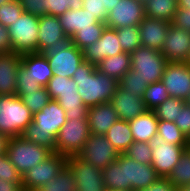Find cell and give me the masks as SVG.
<instances>
[{"label": "cell", "mask_w": 190, "mask_h": 191, "mask_svg": "<svg viewBox=\"0 0 190 191\" xmlns=\"http://www.w3.org/2000/svg\"><path fill=\"white\" fill-rule=\"evenodd\" d=\"M157 135L170 144L177 146H190V141L174 122L158 120Z\"/></svg>", "instance_id": "34"}, {"label": "cell", "mask_w": 190, "mask_h": 191, "mask_svg": "<svg viewBox=\"0 0 190 191\" xmlns=\"http://www.w3.org/2000/svg\"><path fill=\"white\" fill-rule=\"evenodd\" d=\"M10 51L19 54L38 53L39 17L23 12L8 28Z\"/></svg>", "instance_id": "5"}, {"label": "cell", "mask_w": 190, "mask_h": 191, "mask_svg": "<svg viewBox=\"0 0 190 191\" xmlns=\"http://www.w3.org/2000/svg\"><path fill=\"white\" fill-rule=\"evenodd\" d=\"M145 17L144 4L137 0H120L108 12L105 24L107 27L113 29L138 26Z\"/></svg>", "instance_id": "16"}, {"label": "cell", "mask_w": 190, "mask_h": 191, "mask_svg": "<svg viewBox=\"0 0 190 191\" xmlns=\"http://www.w3.org/2000/svg\"><path fill=\"white\" fill-rule=\"evenodd\" d=\"M0 191H24L22 182H8L0 179Z\"/></svg>", "instance_id": "51"}, {"label": "cell", "mask_w": 190, "mask_h": 191, "mask_svg": "<svg viewBox=\"0 0 190 191\" xmlns=\"http://www.w3.org/2000/svg\"><path fill=\"white\" fill-rule=\"evenodd\" d=\"M96 69L119 81L131 69L130 53L121 52L115 56L107 57L96 66Z\"/></svg>", "instance_id": "27"}, {"label": "cell", "mask_w": 190, "mask_h": 191, "mask_svg": "<svg viewBox=\"0 0 190 191\" xmlns=\"http://www.w3.org/2000/svg\"><path fill=\"white\" fill-rule=\"evenodd\" d=\"M24 12L19 0L0 5V25L8 28Z\"/></svg>", "instance_id": "40"}, {"label": "cell", "mask_w": 190, "mask_h": 191, "mask_svg": "<svg viewBox=\"0 0 190 191\" xmlns=\"http://www.w3.org/2000/svg\"><path fill=\"white\" fill-rule=\"evenodd\" d=\"M87 119H67L55 139V152L77 156L90 136Z\"/></svg>", "instance_id": "8"}, {"label": "cell", "mask_w": 190, "mask_h": 191, "mask_svg": "<svg viewBox=\"0 0 190 191\" xmlns=\"http://www.w3.org/2000/svg\"><path fill=\"white\" fill-rule=\"evenodd\" d=\"M177 8L190 10V0H177Z\"/></svg>", "instance_id": "55"}, {"label": "cell", "mask_w": 190, "mask_h": 191, "mask_svg": "<svg viewBox=\"0 0 190 191\" xmlns=\"http://www.w3.org/2000/svg\"><path fill=\"white\" fill-rule=\"evenodd\" d=\"M104 136L119 153H125L135 142L129 122L120 119L109 128Z\"/></svg>", "instance_id": "28"}, {"label": "cell", "mask_w": 190, "mask_h": 191, "mask_svg": "<svg viewBox=\"0 0 190 191\" xmlns=\"http://www.w3.org/2000/svg\"><path fill=\"white\" fill-rule=\"evenodd\" d=\"M66 120L65 110L56 100L51 99L41 111L33 115V122L26 127L21 136L31 143L55 152V139Z\"/></svg>", "instance_id": "2"}, {"label": "cell", "mask_w": 190, "mask_h": 191, "mask_svg": "<svg viewBox=\"0 0 190 191\" xmlns=\"http://www.w3.org/2000/svg\"><path fill=\"white\" fill-rule=\"evenodd\" d=\"M43 54L53 70V76L72 78L78 66L85 61L83 51L78 49L70 40Z\"/></svg>", "instance_id": "9"}, {"label": "cell", "mask_w": 190, "mask_h": 191, "mask_svg": "<svg viewBox=\"0 0 190 191\" xmlns=\"http://www.w3.org/2000/svg\"><path fill=\"white\" fill-rule=\"evenodd\" d=\"M138 191H177L175 186L167 177H160L156 182L152 183L148 188Z\"/></svg>", "instance_id": "49"}, {"label": "cell", "mask_w": 190, "mask_h": 191, "mask_svg": "<svg viewBox=\"0 0 190 191\" xmlns=\"http://www.w3.org/2000/svg\"><path fill=\"white\" fill-rule=\"evenodd\" d=\"M76 187L73 172L66 164L55 178L34 191H76Z\"/></svg>", "instance_id": "30"}, {"label": "cell", "mask_w": 190, "mask_h": 191, "mask_svg": "<svg viewBox=\"0 0 190 191\" xmlns=\"http://www.w3.org/2000/svg\"><path fill=\"white\" fill-rule=\"evenodd\" d=\"M12 0H0V5L1 4H4V3H7V2H11Z\"/></svg>", "instance_id": "57"}, {"label": "cell", "mask_w": 190, "mask_h": 191, "mask_svg": "<svg viewBox=\"0 0 190 191\" xmlns=\"http://www.w3.org/2000/svg\"><path fill=\"white\" fill-rule=\"evenodd\" d=\"M170 97L167 88L161 81L148 85L142 96L146 109L151 111Z\"/></svg>", "instance_id": "35"}, {"label": "cell", "mask_w": 190, "mask_h": 191, "mask_svg": "<svg viewBox=\"0 0 190 191\" xmlns=\"http://www.w3.org/2000/svg\"><path fill=\"white\" fill-rule=\"evenodd\" d=\"M119 154L104 135L91 133L77 156L85 162L103 169L116 161Z\"/></svg>", "instance_id": "12"}, {"label": "cell", "mask_w": 190, "mask_h": 191, "mask_svg": "<svg viewBox=\"0 0 190 191\" xmlns=\"http://www.w3.org/2000/svg\"><path fill=\"white\" fill-rule=\"evenodd\" d=\"M17 77L31 78L41 87H46L53 77V70L43 53H25L21 55Z\"/></svg>", "instance_id": "20"}, {"label": "cell", "mask_w": 190, "mask_h": 191, "mask_svg": "<svg viewBox=\"0 0 190 191\" xmlns=\"http://www.w3.org/2000/svg\"><path fill=\"white\" fill-rule=\"evenodd\" d=\"M101 1H102V6L106 8L107 12H109L113 9V6L119 3L120 0H101Z\"/></svg>", "instance_id": "52"}, {"label": "cell", "mask_w": 190, "mask_h": 191, "mask_svg": "<svg viewBox=\"0 0 190 191\" xmlns=\"http://www.w3.org/2000/svg\"><path fill=\"white\" fill-rule=\"evenodd\" d=\"M10 50L9 34L6 27L0 25V53Z\"/></svg>", "instance_id": "50"}, {"label": "cell", "mask_w": 190, "mask_h": 191, "mask_svg": "<svg viewBox=\"0 0 190 191\" xmlns=\"http://www.w3.org/2000/svg\"><path fill=\"white\" fill-rule=\"evenodd\" d=\"M67 164V157L53 152L44 161L22 175L24 191H34L55 178Z\"/></svg>", "instance_id": "10"}, {"label": "cell", "mask_w": 190, "mask_h": 191, "mask_svg": "<svg viewBox=\"0 0 190 191\" xmlns=\"http://www.w3.org/2000/svg\"><path fill=\"white\" fill-rule=\"evenodd\" d=\"M19 97L33 115L41 111L51 101L46 87H41L36 92L31 91L28 94H21Z\"/></svg>", "instance_id": "38"}, {"label": "cell", "mask_w": 190, "mask_h": 191, "mask_svg": "<svg viewBox=\"0 0 190 191\" xmlns=\"http://www.w3.org/2000/svg\"><path fill=\"white\" fill-rule=\"evenodd\" d=\"M8 138L0 133V154L6 153V145Z\"/></svg>", "instance_id": "53"}, {"label": "cell", "mask_w": 190, "mask_h": 191, "mask_svg": "<svg viewBox=\"0 0 190 191\" xmlns=\"http://www.w3.org/2000/svg\"><path fill=\"white\" fill-rule=\"evenodd\" d=\"M167 178L176 189L190 184V147L183 152L180 160Z\"/></svg>", "instance_id": "33"}, {"label": "cell", "mask_w": 190, "mask_h": 191, "mask_svg": "<svg viewBox=\"0 0 190 191\" xmlns=\"http://www.w3.org/2000/svg\"><path fill=\"white\" fill-rule=\"evenodd\" d=\"M53 152L41 145L25 140L22 136L8 138L6 154L21 176Z\"/></svg>", "instance_id": "6"}, {"label": "cell", "mask_w": 190, "mask_h": 191, "mask_svg": "<svg viewBox=\"0 0 190 191\" xmlns=\"http://www.w3.org/2000/svg\"><path fill=\"white\" fill-rule=\"evenodd\" d=\"M0 179L8 182H22V176L10 162L6 153L0 154Z\"/></svg>", "instance_id": "42"}, {"label": "cell", "mask_w": 190, "mask_h": 191, "mask_svg": "<svg viewBox=\"0 0 190 191\" xmlns=\"http://www.w3.org/2000/svg\"><path fill=\"white\" fill-rule=\"evenodd\" d=\"M21 54L13 51L0 53V95H15Z\"/></svg>", "instance_id": "21"}, {"label": "cell", "mask_w": 190, "mask_h": 191, "mask_svg": "<svg viewBox=\"0 0 190 191\" xmlns=\"http://www.w3.org/2000/svg\"><path fill=\"white\" fill-rule=\"evenodd\" d=\"M144 8L146 17L171 23L177 11V0H149Z\"/></svg>", "instance_id": "29"}, {"label": "cell", "mask_w": 190, "mask_h": 191, "mask_svg": "<svg viewBox=\"0 0 190 191\" xmlns=\"http://www.w3.org/2000/svg\"><path fill=\"white\" fill-rule=\"evenodd\" d=\"M117 120V112L110 102L88 108L87 121L90 133L105 135Z\"/></svg>", "instance_id": "24"}, {"label": "cell", "mask_w": 190, "mask_h": 191, "mask_svg": "<svg viewBox=\"0 0 190 191\" xmlns=\"http://www.w3.org/2000/svg\"><path fill=\"white\" fill-rule=\"evenodd\" d=\"M137 1L145 5L149 0H137Z\"/></svg>", "instance_id": "58"}, {"label": "cell", "mask_w": 190, "mask_h": 191, "mask_svg": "<svg viewBox=\"0 0 190 191\" xmlns=\"http://www.w3.org/2000/svg\"><path fill=\"white\" fill-rule=\"evenodd\" d=\"M41 86L31 78L17 77L16 96L28 94L31 91H38Z\"/></svg>", "instance_id": "47"}, {"label": "cell", "mask_w": 190, "mask_h": 191, "mask_svg": "<svg viewBox=\"0 0 190 191\" xmlns=\"http://www.w3.org/2000/svg\"><path fill=\"white\" fill-rule=\"evenodd\" d=\"M119 86L131 95L142 97L148 85L130 69L119 80Z\"/></svg>", "instance_id": "39"}, {"label": "cell", "mask_w": 190, "mask_h": 191, "mask_svg": "<svg viewBox=\"0 0 190 191\" xmlns=\"http://www.w3.org/2000/svg\"><path fill=\"white\" fill-rule=\"evenodd\" d=\"M110 103L120 120L130 121L147 111L142 97L131 95L130 92L123 90L120 86Z\"/></svg>", "instance_id": "23"}, {"label": "cell", "mask_w": 190, "mask_h": 191, "mask_svg": "<svg viewBox=\"0 0 190 191\" xmlns=\"http://www.w3.org/2000/svg\"><path fill=\"white\" fill-rule=\"evenodd\" d=\"M83 9L89 12L99 22L105 23L108 12L105 7L102 6L101 0H82Z\"/></svg>", "instance_id": "43"}, {"label": "cell", "mask_w": 190, "mask_h": 191, "mask_svg": "<svg viewBox=\"0 0 190 191\" xmlns=\"http://www.w3.org/2000/svg\"><path fill=\"white\" fill-rule=\"evenodd\" d=\"M152 149V167L160 177H168L183 152L190 146H177L164 141L155 135L149 142Z\"/></svg>", "instance_id": "11"}, {"label": "cell", "mask_w": 190, "mask_h": 191, "mask_svg": "<svg viewBox=\"0 0 190 191\" xmlns=\"http://www.w3.org/2000/svg\"><path fill=\"white\" fill-rule=\"evenodd\" d=\"M102 172L107 191H125L124 166L118 160L103 168Z\"/></svg>", "instance_id": "31"}, {"label": "cell", "mask_w": 190, "mask_h": 191, "mask_svg": "<svg viewBox=\"0 0 190 191\" xmlns=\"http://www.w3.org/2000/svg\"><path fill=\"white\" fill-rule=\"evenodd\" d=\"M131 70L136 72L146 85L161 81L167 65L166 58L160 51L144 46H139L130 53Z\"/></svg>", "instance_id": "7"}, {"label": "cell", "mask_w": 190, "mask_h": 191, "mask_svg": "<svg viewBox=\"0 0 190 191\" xmlns=\"http://www.w3.org/2000/svg\"><path fill=\"white\" fill-rule=\"evenodd\" d=\"M117 160L124 166L125 191L148 188L160 178L151 164L138 163L124 153H120Z\"/></svg>", "instance_id": "13"}, {"label": "cell", "mask_w": 190, "mask_h": 191, "mask_svg": "<svg viewBox=\"0 0 190 191\" xmlns=\"http://www.w3.org/2000/svg\"><path fill=\"white\" fill-rule=\"evenodd\" d=\"M69 41L58 16L39 17L38 53H45Z\"/></svg>", "instance_id": "19"}, {"label": "cell", "mask_w": 190, "mask_h": 191, "mask_svg": "<svg viewBox=\"0 0 190 191\" xmlns=\"http://www.w3.org/2000/svg\"><path fill=\"white\" fill-rule=\"evenodd\" d=\"M67 165L72 170L77 184L76 191H107L103 172L78 156L67 157Z\"/></svg>", "instance_id": "14"}, {"label": "cell", "mask_w": 190, "mask_h": 191, "mask_svg": "<svg viewBox=\"0 0 190 191\" xmlns=\"http://www.w3.org/2000/svg\"><path fill=\"white\" fill-rule=\"evenodd\" d=\"M64 33L70 39L79 30L86 27H95L99 23L93 15L86 12L83 8L67 10L64 14L58 16Z\"/></svg>", "instance_id": "25"}, {"label": "cell", "mask_w": 190, "mask_h": 191, "mask_svg": "<svg viewBox=\"0 0 190 191\" xmlns=\"http://www.w3.org/2000/svg\"><path fill=\"white\" fill-rule=\"evenodd\" d=\"M69 9L76 10L83 8V1L82 0H69Z\"/></svg>", "instance_id": "54"}, {"label": "cell", "mask_w": 190, "mask_h": 191, "mask_svg": "<svg viewBox=\"0 0 190 191\" xmlns=\"http://www.w3.org/2000/svg\"><path fill=\"white\" fill-rule=\"evenodd\" d=\"M174 123L190 141V105L188 103L179 111V115Z\"/></svg>", "instance_id": "44"}, {"label": "cell", "mask_w": 190, "mask_h": 191, "mask_svg": "<svg viewBox=\"0 0 190 191\" xmlns=\"http://www.w3.org/2000/svg\"><path fill=\"white\" fill-rule=\"evenodd\" d=\"M24 12H28L37 17L45 15L44 0H19Z\"/></svg>", "instance_id": "46"}, {"label": "cell", "mask_w": 190, "mask_h": 191, "mask_svg": "<svg viewBox=\"0 0 190 191\" xmlns=\"http://www.w3.org/2000/svg\"><path fill=\"white\" fill-rule=\"evenodd\" d=\"M160 52L167 62H188L190 57V32L170 24Z\"/></svg>", "instance_id": "17"}, {"label": "cell", "mask_w": 190, "mask_h": 191, "mask_svg": "<svg viewBox=\"0 0 190 191\" xmlns=\"http://www.w3.org/2000/svg\"><path fill=\"white\" fill-rule=\"evenodd\" d=\"M128 122L133 139L136 142L148 143L155 135H157L158 119L155 116V113L151 110H147L142 115H139Z\"/></svg>", "instance_id": "26"}, {"label": "cell", "mask_w": 190, "mask_h": 191, "mask_svg": "<svg viewBox=\"0 0 190 191\" xmlns=\"http://www.w3.org/2000/svg\"><path fill=\"white\" fill-rule=\"evenodd\" d=\"M45 15L60 16L69 10V0H44Z\"/></svg>", "instance_id": "45"}, {"label": "cell", "mask_w": 190, "mask_h": 191, "mask_svg": "<svg viewBox=\"0 0 190 191\" xmlns=\"http://www.w3.org/2000/svg\"><path fill=\"white\" fill-rule=\"evenodd\" d=\"M46 89L50 98L65 110L66 119H87L88 108L78 94L77 84L72 78L53 76Z\"/></svg>", "instance_id": "3"}, {"label": "cell", "mask_w": 190, "mask_h": 191, "mask_svg": "<svg viewBox=\"0 0 190 191\" xmlns=\"http://www.w3.org/2000/svg\"><path fill=\"white\" fill-rule=\"evenodd\" d=\"M186 103L185 100L170 97L152 111L158 120L175 122L179 111L183 109Z\"/></svg>", "instance_id": "36"}, {"label": "cell", "mask_w": 190, "mask_h": 191, "mask_svg": "<svg viewBox=\"0 0 190 191\" xmlns=\"http://www.w3.org/2000/svg\"><path fill=\"white\" fill-rule=\"evenodd\" d=\"M170 24V22L162 19L145 17L138 25L141 46L160 51L167 37Z\"/></svg>", "instance_id": "22"}, {"label": "cell", "mask_w": 190, "mask_h": 191, "mask_svg": "<svg viewBox=\"0 0 190 191\" xmlns=\"http://www.w3.org/2000/svg\"><path fill=\"white\" fill-rule=\"evenodd\" d=\"M129 158L136 160L138 163H152V149L146 142H134L124 153Z\"/></svg>", "instance_id": "41"}, {"label": "cell", "mask_w": 190, "mask_h": 191, "mask_svg": "<svg viewBox=\"0 0 190 191\" xmlns=\"http://www.w3.org/2000/svg\"><path fill=\"white\" fill-rule=\"evenodd\" d=\"M161 82L172 98L186 101L190 96V64L188 62H168Z\"/></svg>", "instance_id": "15"}, {"label": "cell", "mask_w": 190, "mask_h": 191, "mask_svg": "<svg viewBox=\"0 0 190 191\" xmlns=\"http://www.w3.org/2000/svg\"><path fill=\"white\" fill-rule=\"evenodd\" d=\"M33 122V114L16 95H0V133L7 138L21 136Z\"/></svg>", "instance_id": "4"}, {"label": "cell", "mask_w": 190, "mask_h": 191, "mask_svg": "<svg viewBox=\"0 0 190 191\" xmlns=\"http://www.w3.org/2000/svg\"><path fill=\"white\" fill-rule=\"evenodd\" d=\"M123 52L131 53L141 46L138 26H128L116 29Z\"/></svg>", "instance_id": "37"}, {"label": "cell", "mask_w": 190, "mask_h": 191, "mask_svg": "<svg viewBox=\"0 0 190 191\" xmlns=\"http://www.w3.org/2000/svg\"><path fill=\"white\" fill-rule=\"evenodd\" d=\"M171 24L190 32V10L177 8Z\"/></svg>", "instance_id": "48"}, {"label": "cell", "mask_w": 190, "mask_h": 191, "mask_svg": "<svg viewBox=\"0 0 190 191\" xmlns=\"http://www.w3.org/2000/svg\"><path fill=\"white\" fill-rule=\"evenodd\" d=\"M177 191H190V184H186L184 186L177 188Z\"/></svg>", "instance_id": "56"}, {"label": "cell", "mask_w": 190, "mask_h": 191, "mask_svg": "<svg viewBox=\"0 0 190 191\" xmlns=\"http://www.w3.org/2000/svg\"><path fill=\"white\" fill-rule=\"evenodd\" d=\"M123 52L116 29L105 27L101 38L83 50L84 60L97 66L107 57Z\"/></svg>", "instance_id": "18"}, {"label": "cell", "mask_w": 190, "mask_h": 191, "mask_svg": "<svg viewBox=\"0 0 190 191\" xmlns=\"http://www.w3.org/2000/svg\"><path fill=\"white\" fill-rule=\"evenodd\" d=\"M186 101L190 105V96H189V98Z\"/></svg>", "instance_id": "59"}, {"label": "cell", "mask_w": 190, "mask_h": 191, "mask_svg": "<svg viewBox=\"0 0 190 191\" xmlns=\"http://www.w3.org/2000/svg\"><path fill=\"white\" fill-rule=\"evenodd\" d=\"M72 79L87 108L110 102L119 87L117 79L100 73L95 65L87 61L78 66Z\"/></svg>", "instance_id": "1"}, {"label": "cell", "mask_w": 190, "mask_h": 191, "mask_svg": "<svg viewBox=\"0 0 190 191\" xmlns=\"http://www.w3.org/2000/svg\"><path fill=\"white\" fill-rule=\"evenodd\" d=\"M106 24L99 22L95 27H86L75 33L69 40L80 50H84L88 46L94 44L101 38L102 32Z\"/></svg>", "instance_id": "32"}]
</instances>
